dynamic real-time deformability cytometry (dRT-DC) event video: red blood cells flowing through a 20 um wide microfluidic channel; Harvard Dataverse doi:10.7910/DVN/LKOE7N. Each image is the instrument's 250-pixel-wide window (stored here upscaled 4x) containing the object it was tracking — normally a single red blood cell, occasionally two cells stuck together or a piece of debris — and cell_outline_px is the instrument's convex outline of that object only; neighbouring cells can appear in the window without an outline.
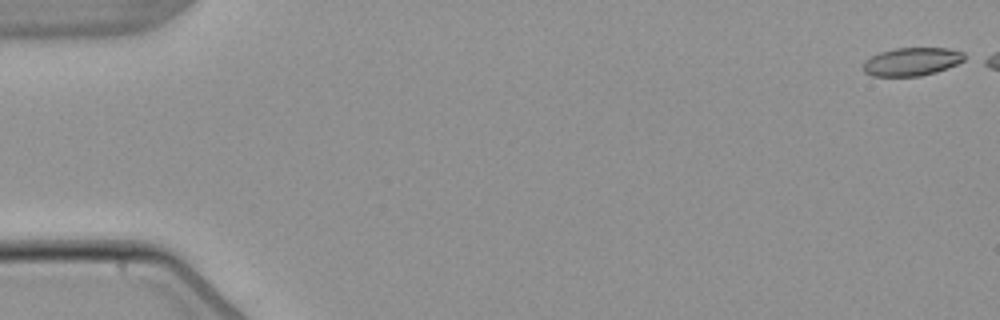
{"species": "common noctule bat (a hibernating species)", "species_latin": "Nyctalus noctula", "temperature_condition": "warm", "stored_images_in_passage": 6, "camera_frame_rate_fps": 3000, "um_per_image_px": 0.085, "animal": {"sex": "male", "body_mass_g": 21.5, "forearm_length_mm": 52.0}, "frame": {"image": 1, "passage_image": 1, "time_ms": 0.0, "image_size_px": [1000, 320], "cell_outline_px": [[964, 60], [948, 68], [936, 72], [920, 76], [872, 76], [864, 72], [864, 60], [880, 52], [896, 48], [948, 48], [964, 52]], "centroid_in_image_um": [77.5, 5.24], "position_along_channel_um": 7.5, "area_um2": 16.59}}
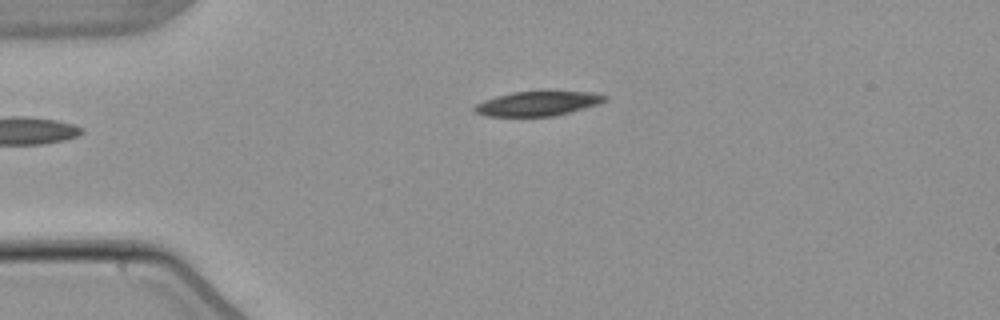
{"frame": {"image": 2, "passage_image": 5, "time_ms": 6.0, "image_size_px": [1000, 320], "cell_outline_px": [[608, 100], [584, 108], [556, 116], [488, 116], [476, 112], [472, 108], [476, 104], [484, 100], [496, 96], [512, 92], [540, 88], [548, 88], [592, 92], [608, 96]], "centroid_in_image_um": [45.76, 8.73], "position_along_channel_um": 39.2, "area_um2": 19.65}}